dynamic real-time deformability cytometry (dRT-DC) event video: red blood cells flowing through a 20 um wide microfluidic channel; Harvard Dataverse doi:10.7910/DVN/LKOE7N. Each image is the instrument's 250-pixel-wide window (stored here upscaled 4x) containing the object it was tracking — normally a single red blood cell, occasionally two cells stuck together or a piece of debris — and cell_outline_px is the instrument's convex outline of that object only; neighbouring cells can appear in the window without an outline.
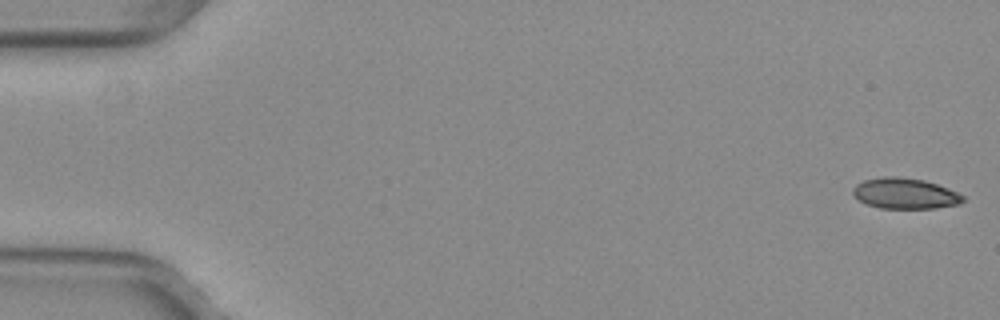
{"species": "common noctule bat (a hibernating species)", "species_latin": "Nyctalus noctula", "temperature_condition": "warm", "stored_images_in_passage": 52, "camera_frame_rate_fps": 3000, "um_per_image_px": 0.085, "animal": {"sex": "female", "body_mass_g": 29.2, "forearm_length_mm": 56.3}, "frame": {"image": 1, "passage_image": 1, "time_ms": 0.0, "image_size_px": [1000, 320], "cell_outline_px": [[964, 200], [960, 204], [936, 208], [880, 208], [864, 204], [852, 192], [852, 188], [856, 184], [864, 180], [880, 176], [896, 176], [924, 180], [948, 188], [964, 196]], "centroid_in_image_um": [76.9, 16.44], "position_along_channel_um": 8.1, "area_um2": 19.77}}
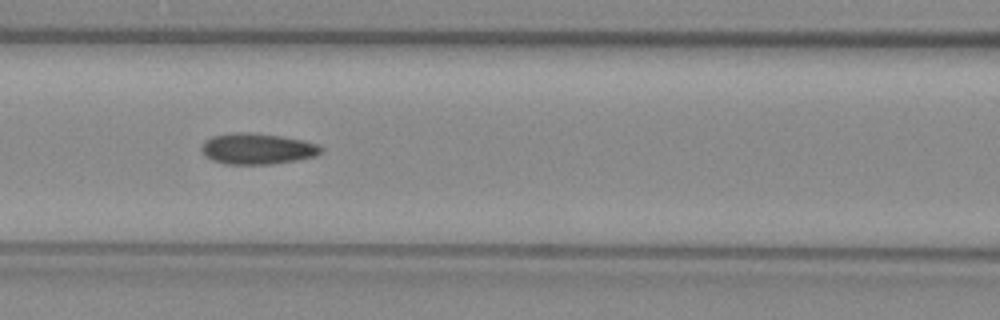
{"frame": {"image": 2, "passage_image": 23, "time_ms": 7.333, "image_size_px": [1000, 320], "cell_outline_px": [[324, 152], [316, 156], [296, 160], [272, 164], [224, 164], [212, 160], [204, 156], [200, 148], [204, 140], [212, 136], [240, 132], [248, 132], [280, 136], [304, 140], [316, 144], [324, 148]], "centroid_in_image_um": [21.87, 12.65], "position_along_channel_um": 144.7, "area_um2": 21.73}}
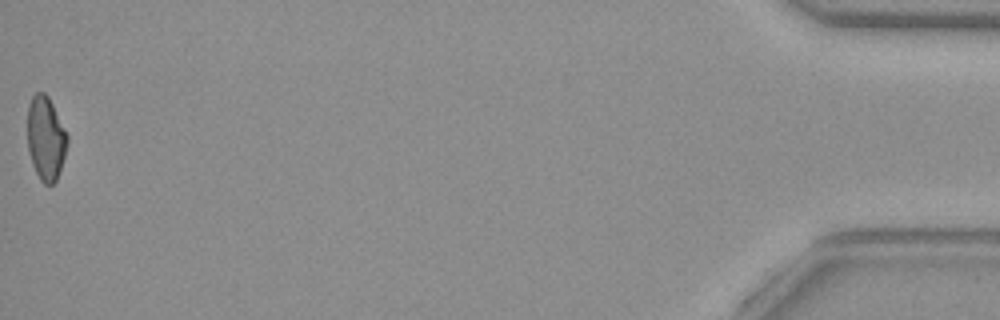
{"frame": {"image": 3, "passage_image": 52, "time_ms": 17.0, "image_size_px": [1000, 320], "cell_outline_px": [[68, 140], [64, 156], [56, 180], [52, 184], [44, 184], [40, 180], [32, 164], [28, 148], [28, 104], [32, 96], [36, 92], [44, 92], [48, 96], [68, 136]], "centroid_in_image_um": [3.87, 11.74], "position_along_channel_um": 431.3, "area_um2": 19.19}, "authors_computed_cell_mechanics": {"area_um2": 20.4323, "velocity_mm_per_s": 4.0258, "shape_relaxation_time_tau1_ms": null, "shape_relaxation_time_tau2_ms": 2.916, "deformation_change_tau1": null, "deformation_change_tau2": 0.0911}}